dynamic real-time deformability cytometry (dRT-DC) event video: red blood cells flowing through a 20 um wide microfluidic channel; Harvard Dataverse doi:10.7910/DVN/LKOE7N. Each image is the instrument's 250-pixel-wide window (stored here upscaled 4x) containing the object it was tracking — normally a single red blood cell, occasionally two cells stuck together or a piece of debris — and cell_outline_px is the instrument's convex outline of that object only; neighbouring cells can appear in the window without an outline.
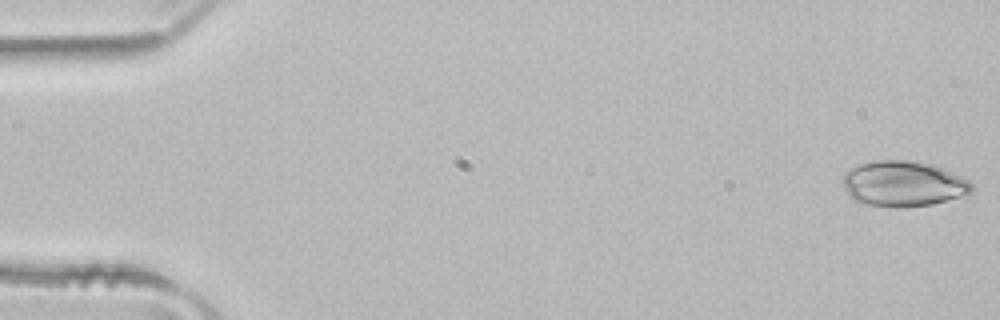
{"species": "common noctule bat (a hibernating species)", "species_latin": "Nyctalus noctula", "temperature_condition": "room temperature", "stored_images_in_passage": 50, "camera_frame_rate_fps": 3000, "um_per_image_px": 0.085, "animal": {"sex": "male", "body_mass_g": 21.5, "forearm_length_mm": 52.0}, "frame": {"image": 1, "passage_image": 1, "time_ms": 0.0, "image_size_px": [1000, 320], "cell_outline_px": [[972, 192], [932, 204], [904, 208], [896, 208], [864, 204], [852, 200], [848, 196], [844, 188], [844, 176], [852, 168], [860, 164], [872, 160], [916, 160], [932, 164], [960, 176], [968, 180], [972, 184]], "centroid_in_image_um": [76.75, 15.62], "position_along_channel_um": 8.3, "area_um2": 34.22}}
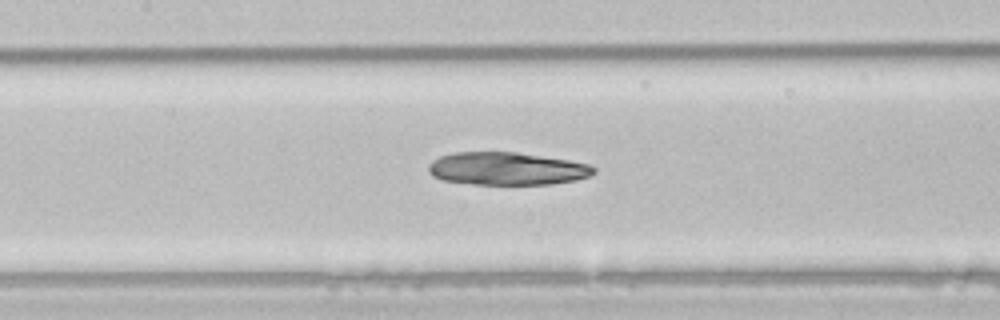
{"frame": {"image": 2, "passage_image": 23, "time_ms": 7.333, "image_size_px": [1000, 320], "cell_outline_px": [[596, 172], [588, 176], [576, 180], [548, 184], [472, 184], [444, 180], [432, 176], [428, 172], [428, 164], [432, 160], [440, 156], [452, 152], [516, 152], [568, 160], [588, 164], [596, 168]], "centroid_in_image_um": [43.05, 14.33], "position_along_channel_um": 164.4, "area_um2": 31.56}}
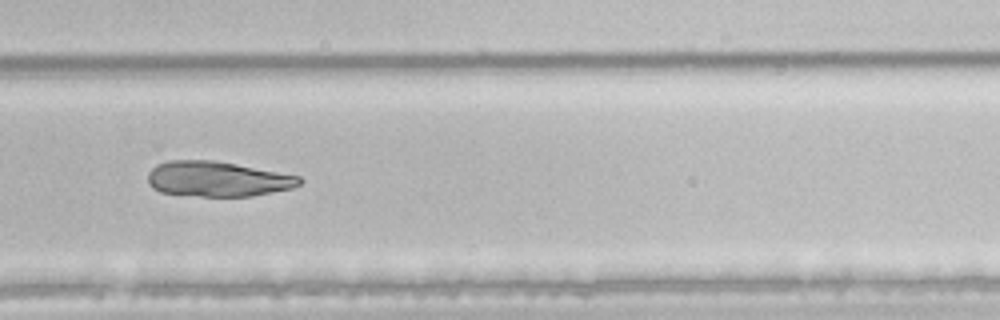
{"frame": {"image": 3, "passage_image": 34, "time_ms": 11.0, "image_size_px": [1000, 320], "cell_outline_px": [[304, 180], [300, 184], [292, 188], [252, 196], [200, 196], [160, 192], [152, 188], [148, 184], [148, 172], [156, 164], [168, 160], [212, 160], [236, 164], [300, 176]], "centroid_in_image_um": [18.46, 15.21], "position_along_channel_um": 311.3, "area_um2": 31.1}}